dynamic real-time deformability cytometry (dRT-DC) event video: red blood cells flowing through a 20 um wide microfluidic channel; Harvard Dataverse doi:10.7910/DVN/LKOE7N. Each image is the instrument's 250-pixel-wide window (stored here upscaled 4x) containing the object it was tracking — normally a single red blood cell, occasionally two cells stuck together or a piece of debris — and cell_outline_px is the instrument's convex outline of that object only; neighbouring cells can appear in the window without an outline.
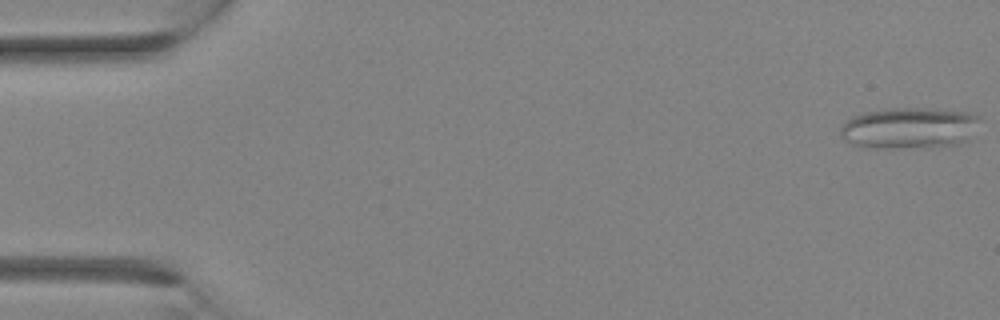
{"species": "Egyptian fruit bat (a non-hibernating species)", "species_latin": "Rousettus aegyptiacus", "temperature_condition": "room temperature", "stored_images_in_passage": 12, "camera_frame_rate_fps": 3000, "um_per_image_px": 0.085, "animal": {"sex": "female"}, "frame": {"image": 1, "passage_image": 1, "time_ms": 0.0, "image_size_px": [1000, 320], "cell_outline_px": [[980, 120], [968, 140], [960, 144], [932, 148], [876, 148], [856, 144], [844, 140], [840, 136], [840, 128], [844, 120], [852, 116], [864, 112], [888, 108], [924, 108], [968, 112], [980, 116]], "centroid_in_image_um": [77.29, 10.89], "position_along_channel_um": 7.7, "area_um2": 33.99}}